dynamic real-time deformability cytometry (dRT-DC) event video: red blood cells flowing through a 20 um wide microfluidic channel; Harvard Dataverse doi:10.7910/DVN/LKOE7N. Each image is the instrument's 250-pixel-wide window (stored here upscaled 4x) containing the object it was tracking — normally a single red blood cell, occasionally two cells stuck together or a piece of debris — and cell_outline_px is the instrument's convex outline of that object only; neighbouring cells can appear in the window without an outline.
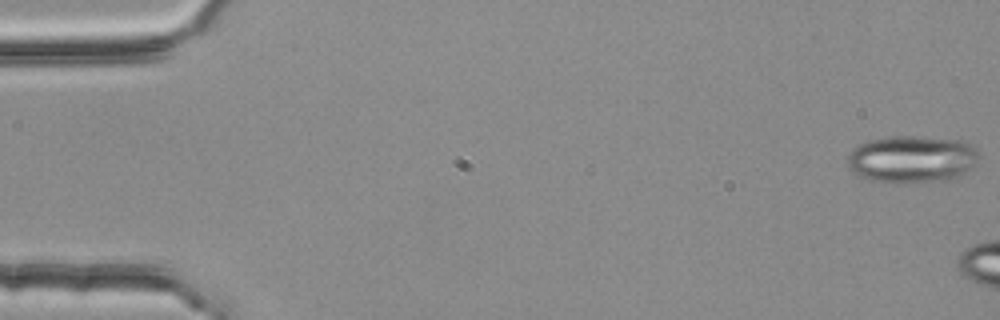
{"species": "common noctule bat (a hibernating species)", "species_latin": "Nyctalus noctula", "temperature_condition": "room temperature", "stored_images_in_passage": 5, "camera_frame_rate_fps": 3000, "um_per_image_px": 0.085, "animal": {"sex": "female", "body_mass_g": 25.1}, "frame": {"image": 1, "passage_image": 1, "time_ms": 0.0, "image_size_px": [1000, 320], "cell_outline_px": [[980, 156], [964, 176], [944, 180], [872, 180], [848, 168], [848, 152], [852, 148], [868, 140], [892, 136], [916, 136], [964, 140], [972, 144], [980, 152]], "centroid_in_image_um": [77.58, 13.46], "position_along_channel_um": 7.4, "area_um2": 35.6}}